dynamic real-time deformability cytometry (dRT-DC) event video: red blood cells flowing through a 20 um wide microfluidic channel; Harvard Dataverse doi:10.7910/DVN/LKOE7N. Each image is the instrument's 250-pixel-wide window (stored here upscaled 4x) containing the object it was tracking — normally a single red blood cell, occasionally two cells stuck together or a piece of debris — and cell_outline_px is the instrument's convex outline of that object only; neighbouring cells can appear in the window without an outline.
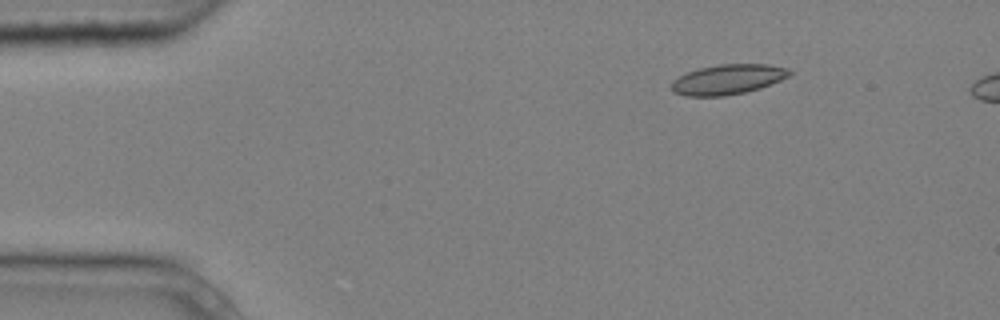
{"species": "common noctule bat (a hibernating species)", "species_latin": "Nyctalus noctula", "temperature_condition": "cold", "stored_images_in_passage": 4, "camera_frame_rate_fps": 3000, "um_per_image_px": 0.085, "animal": {"sex": "male", "body_mass_g": 20.4}, "frame": {"image": 1, "passage_image": 1, "time_ms": 0.0, "image_size_px": [1000, 320], "cell_outline_px": [[792, 72], [788, 76], [780, 80], [760, 88], [744, 92], [724, 96], [684, 96], [672, 92], [672, 80], [688, 72], [700, 68], [720, 64], [768, 64], [788, 68]], "centroid_in_image_um": [61.85, 6.75], "position_along_channel_um": 23.1, "area_um2": 20.52}}